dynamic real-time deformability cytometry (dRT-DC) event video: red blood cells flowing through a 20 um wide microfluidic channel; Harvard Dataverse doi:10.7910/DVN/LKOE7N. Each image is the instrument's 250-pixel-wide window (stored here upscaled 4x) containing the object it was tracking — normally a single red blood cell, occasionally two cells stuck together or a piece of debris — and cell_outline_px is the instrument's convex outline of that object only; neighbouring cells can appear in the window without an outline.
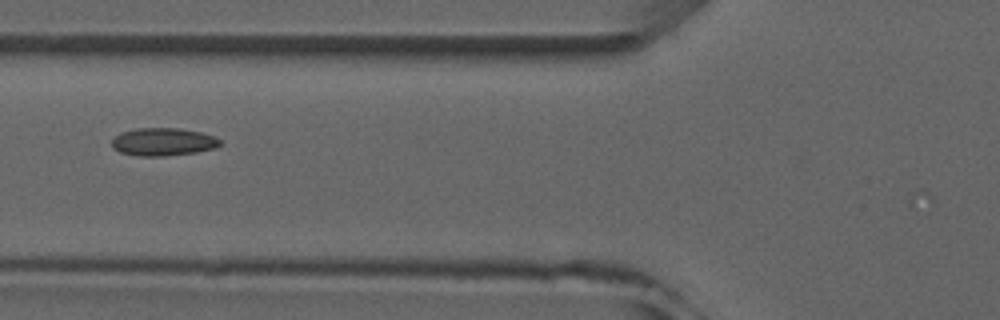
{"species": "common noctule bat (a hibernating species)", "species_latin": "Nyctalus noctula", "temperature_condition": "room temperature", "stored_images_in_passage": 5, "camera_frame_rate_fps": 3000, "um_per_image_px": 0.085, "animal": {"sex": "male", "forearm_length_mm": 52.5}, "frame": {"image": 1, "passage_image": 4, "time_ms": 4.333, "image_size_px": [1000, 320], "cell_outline_px": [[220, 144], [216, 148], [196, 152], [164, 156], [140, 156], [120, 152], [112, 148], [112, 140], [120, 132], [136, 128], [180, 128], [200, 132], [212, 136], [220, 140]], "centroid_in_image_um": [13.84, 12.05], "position_along_channel_um": 112.0, "area_um2": 17.51}}
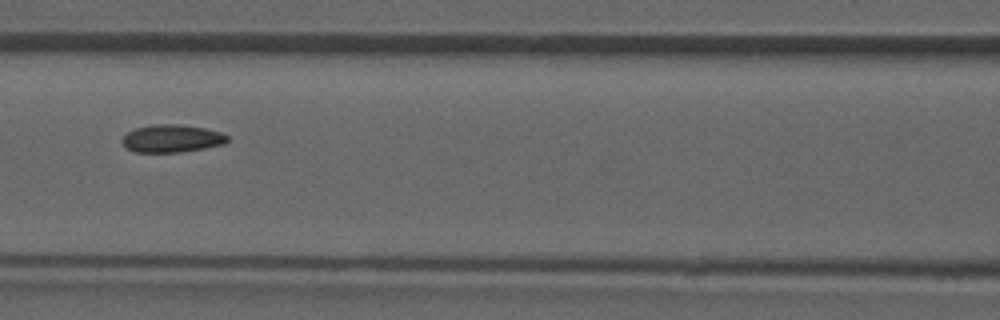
{"frame": {"image": 2, "passage_image": 5, "time_ms": 5.333, "image_size_px": [1000, 320], "cell_outline_px": [[228, 140], [224, 144], [204, 148], [180, 152], [136, 152], [128, 148], [120, 140], [128, 132], [136, 128], [152, 124], [176, 124], [204, 128], [220, 132], [228, 136]], "centroid_in_image_um": [14.6, 11.77], "position_along_channel_um": 152.0, "area_um2": 16.82}}